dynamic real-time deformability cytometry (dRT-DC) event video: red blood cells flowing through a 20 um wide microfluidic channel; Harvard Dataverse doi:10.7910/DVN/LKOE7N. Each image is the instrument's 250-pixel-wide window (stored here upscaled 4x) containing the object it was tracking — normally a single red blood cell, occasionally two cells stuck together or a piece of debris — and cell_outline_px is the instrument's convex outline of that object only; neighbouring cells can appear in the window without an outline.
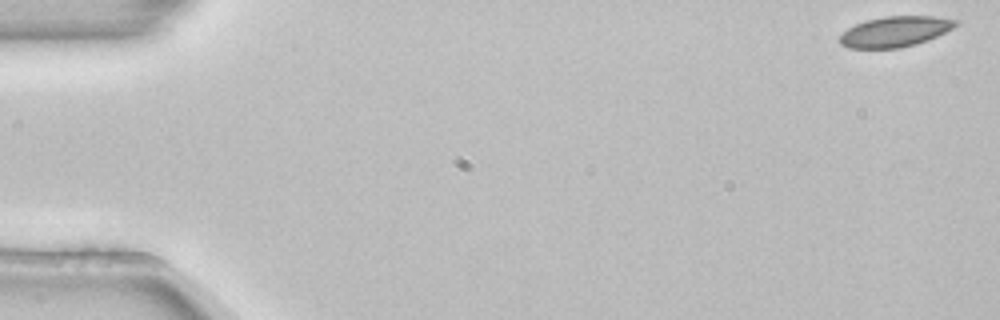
{"species": "common noctule bat (a hibernating species)", "species_latin": "Nyctalus noctula", "temperature_condition": "room temperature", "stored_images_in_passage": 4, "camera_frame_rate_fps": 3000, "um_per_image_px": 0.085, "animal": {"sex": "female", "body_mass_g": 22.7, "forearm_length_mm": 54.2}, "frame": {"image": 1, "passage_image": 1, "time_ms": 0.0, "image_size_px": [1000, 320], "cell_outline_px": [[960, 20], [952, 28], [936, 36], [916, 44], [900, 48], [848, 48], [840, 44], [836, 40], [848, 28], [856, 24], [868, 20], [884, 16], [932, 16]], "centroid_in_image_um": [76.04, 2.69], "position_along_channel_um": 9.0, "area_um2": 20.46}}
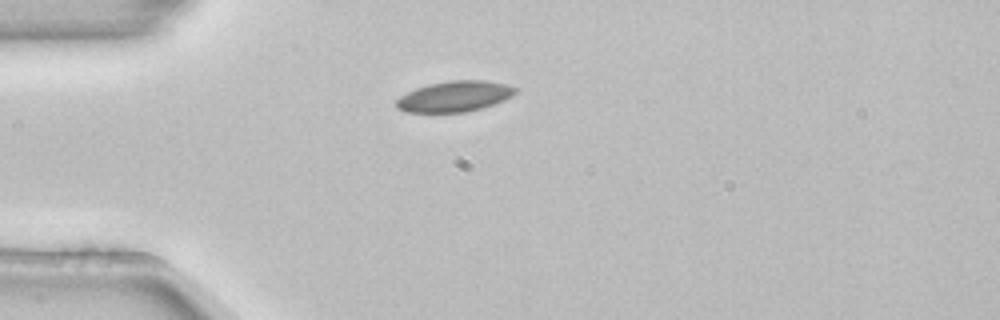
{"frame": {"image": 2, "passage_image": 4, "time_ms": 1.0, "image_size_px": [1000, 320], "cell_outline_px": [[516, 92], [512, 96], [504, 100], [480, 108], [464, 112], [404, 112], [396, 108], [396, 100], [400, 96], [416, 88], [428, 84], [448, 80], [484, 80], [508, 84], [516, 88]], "centroid_in_image_um": [38.62, 8.18], "position_along_channel_um": 46.4, "area_um2": 21.27}}